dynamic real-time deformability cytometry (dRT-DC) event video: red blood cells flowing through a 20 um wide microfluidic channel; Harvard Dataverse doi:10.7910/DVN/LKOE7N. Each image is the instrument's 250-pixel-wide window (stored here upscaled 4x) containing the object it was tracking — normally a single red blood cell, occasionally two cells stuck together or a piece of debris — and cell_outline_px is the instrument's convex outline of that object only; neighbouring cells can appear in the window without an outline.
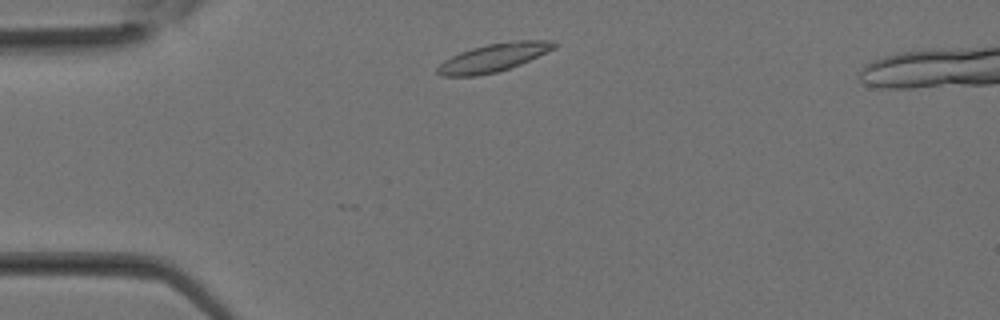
{"species": "Egyptian fruit bat (a non-hibernating species)", "species_latin": "Rousettus aegyptiacus", "temperature_condition": "room temperature", "stored_images_in_passage": 9, "camera_frame_rate_fps": 3000, "um_per_image_px": 0.085, "animal": {"sex": "female"}, "frame": {"image": 1, "passage_image": 1, "time_ms": 0.0, "image_size_px": [1000, 320], "cell_outline_px": [[556, 48], [520, 64], [496, 72], [476, 76], [440, 76], [436, 72], [436, 68], [444, 60], [460, 52], [472, 48], [488, 44], [516, 40], [552, 40], [556, 44]], "centroid_in_image_um": [41.94, 4.89], "position_along_channel_um": 43.1, "area_um2": 19.02}}
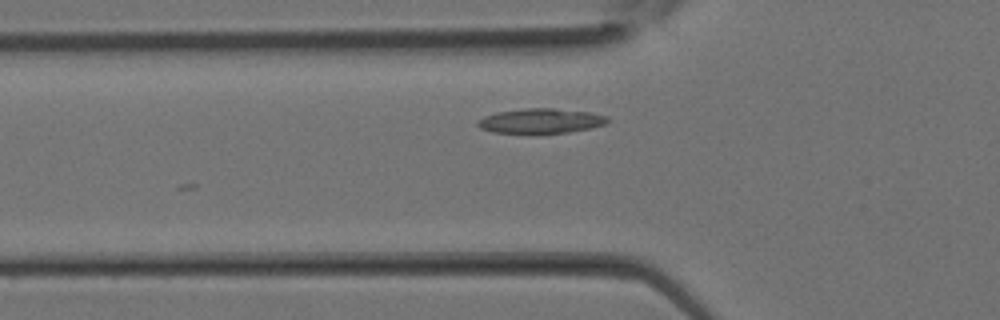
{"frame": {"image": 2, "passage_image": 4, "time_ms": 1.0, "image_size_px": [1000, 320], "cell_outline_px": [[612, 120], [604, 124], [592, 128], [568, 132], [532, 136], [528, 136], [492, 132], [480, 128], [476, 124], [476, 120], [484, 116], [496, 112], [524, 108], [552, 108], [588, 112], [608, 116]], "centroid_in_image_um": [45.91, 10.32], "position_along_channel_um": 79.9, "area_um2": 19.77}}
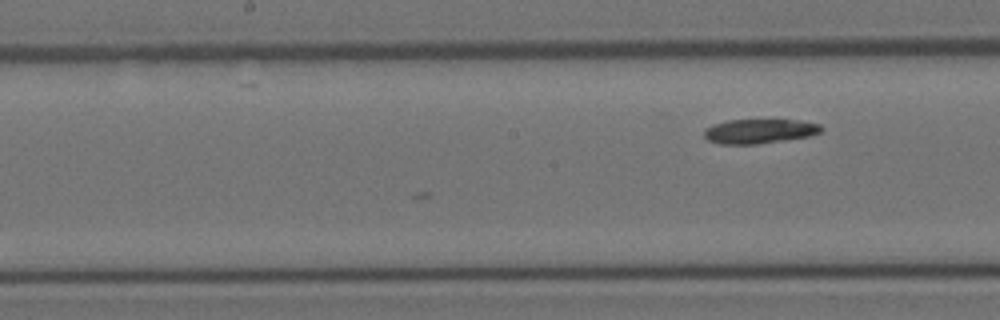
{"frame": {"image": 3, "passage_image": 9, "time_ms": 2.667, "image_size_px": [1000, 320], "cell_outline_px": [[824, 128], [820, 132], [812, 136], [756, 144], [720, 144], [708, 140], [704, 136], [704, 128], [712, 124], [728, 120], [800, 120], [820, 124]], "centroid_in_image_um": [64.56, 11.15], "position_along_channel_um": 183.6, "area_um2": 16.82}}